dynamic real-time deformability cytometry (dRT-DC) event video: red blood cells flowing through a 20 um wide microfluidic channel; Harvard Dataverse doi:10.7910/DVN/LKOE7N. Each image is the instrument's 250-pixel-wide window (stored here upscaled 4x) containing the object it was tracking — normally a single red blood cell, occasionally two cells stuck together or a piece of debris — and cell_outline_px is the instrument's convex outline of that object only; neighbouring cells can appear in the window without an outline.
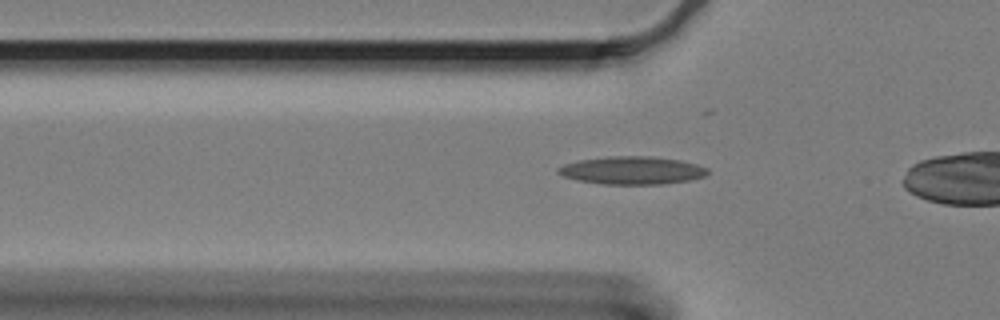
{"species": "Egyptian fruit bat (a non-hibernating species)", "species_latin": "Rousettus aegyptiacus", "temperature_condition": "cold", "stored_images_in_passage": 38, "camera_frame_rate_fps": 3000, "um_per_image_px": 0.085, "animal": {"sex": "female"}, "frame": {"image": 1, "passage_image": 8, "time_ms": 2.333, "image_size_px": [1000, 320], "cell_outline_px": [[708, 172], [704, 176], [688, 180], [664, 184], [600, 184], [580, 180], [564, 176], [556, 172], [556, 168], [564, 164], [580, 160], [608, 156], [652, 156], [680, 160], [696, 164], [708, 168]], "centroid_in_image_um": [53.72, 14.48], "position_along_channel_um": 72.1, "area_um2": 24.22}}
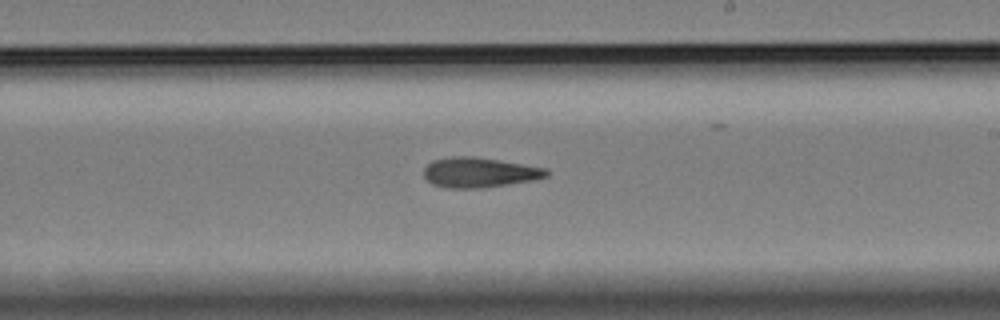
{"frame": {"image": 2, "passage_image": 24, "time_ms": 7.667, "image_size_px": [1000, 320], "cell_outline_px": [[548, 176], [532, 180], [508, 184], [480, 188], [448, 188], [432, 184], [424, 176], [424, 168], [432, 160], [452, 156], [476, 156], [548, 168]], "centroid_in_image_um": [40.74, 14.64], "position_along_channel_um": 248.3, "area_um2": 21.5}}
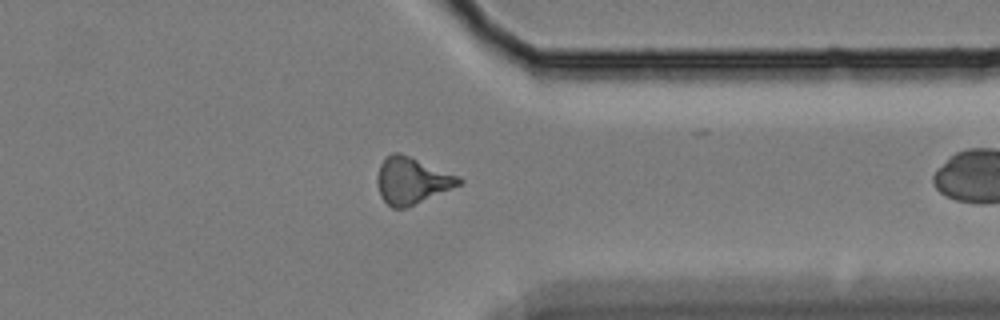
{"frame": {"image": 3, "passage_image": 36, "time_ms": 11.667, "image_size_px": [1000, 320], "cell_outline_px": [[464, 184], [408, 208], [392, 208], [380, 196], [376, 180], [380, 164], [392, 152], [400, 152], [460, 176], [464, 180]], "centroid_in_image_um": [35.05, 15.37], "position_along_channel_um": 376.3, "area_um2": 22.6}}